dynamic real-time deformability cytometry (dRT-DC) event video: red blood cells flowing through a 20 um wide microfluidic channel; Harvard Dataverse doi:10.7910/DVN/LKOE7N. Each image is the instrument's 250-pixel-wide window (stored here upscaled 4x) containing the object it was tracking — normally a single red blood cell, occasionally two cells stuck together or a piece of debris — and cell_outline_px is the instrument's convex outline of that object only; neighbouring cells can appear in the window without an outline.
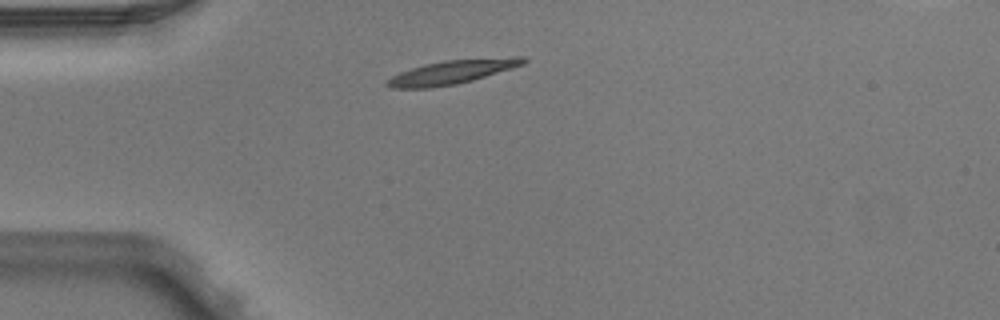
{"species": "Egyptian fruit bat (a non-hibernating species)", "species_latin": "Rousettus aegyptiacus", "temperature_condition": "warm", "stored_images_in_passage": 2, "camera_frame_rate_fps": 3000, "um_per_image_px": 0.085, "animal": {"sex": "male"}, "frame": {"image": 1, "passage_image": 1, "time_ms": 0.0, "image_size_px": [1000, 320], "cell_outline_px": [[528, 60], [524, 64], [512, 68], [472, 80], [456, 84], [432, 88], [392, 88], [384, 84], [384, 80], [400, 72], [424, 64], [444, 60], [512, 56], [524, 56]], "centroid_in_image_um": [38.43, 6.11], "position_along_channel_um": 46.6, "area_um2": 19.13}}